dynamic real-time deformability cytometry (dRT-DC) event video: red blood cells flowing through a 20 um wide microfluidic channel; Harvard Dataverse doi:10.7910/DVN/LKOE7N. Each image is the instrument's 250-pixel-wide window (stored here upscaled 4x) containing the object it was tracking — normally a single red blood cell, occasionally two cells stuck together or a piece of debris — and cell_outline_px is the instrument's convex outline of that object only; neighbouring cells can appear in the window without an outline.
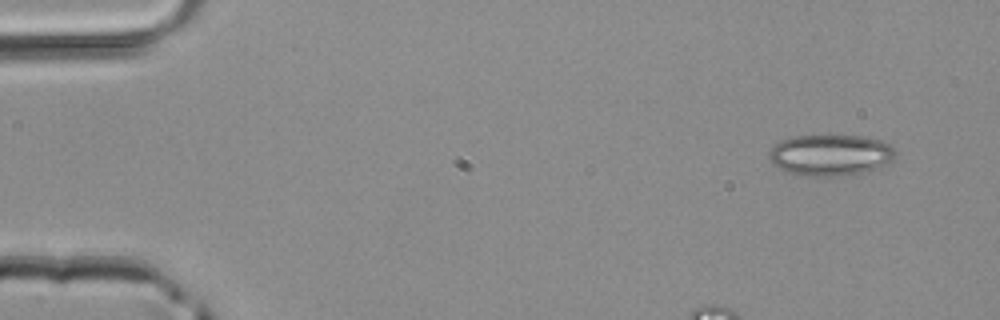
{"species": "common noctule bat (a hibernating species)", "species_latin": "Nyctalus noctula", "temperature_condition": "room temperature", "stored_images_in_passage": 5, "camera_frame_rate_fps": 3000, "um_per_image_px": 0.085, "animal": {"sex": "male", "body_mass_g": 20.4}, "frame": {"image": 1, "passage_image": 1, "time_ms": 0.0, "image_size_px": [1000, 320], "cell_outline_px": [[896, 156], [892, 160], [880, 168], [864, 172], [840, 176], [804, 176], [788, 172], [772, 164], [768, 156], [768, 152], [780, 140], [796, 136], [860, 136], [880, 140], [896, 148]], "centroid_in_image_um": [70.6, 13.19], "position_along_channel_um": 14.4, "area_um2": 30.46}}
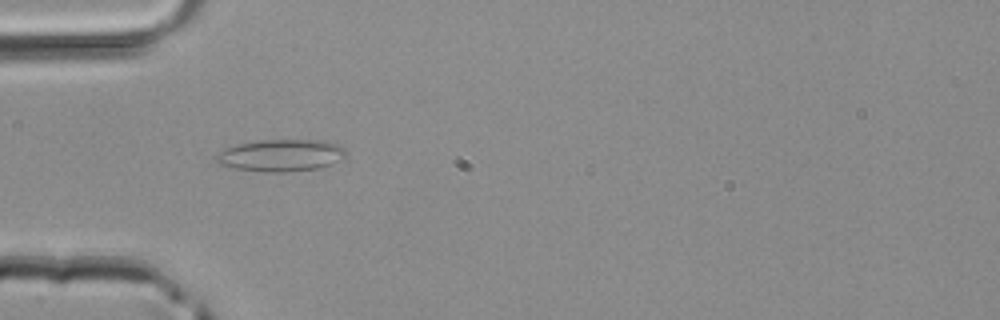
{"frame": {"image": 2, "passage_image": 4, "time_ms": 1.0, "image_size_px": [1000, 320], "cell_outline_px": [[344, 160], [332, 164], [316, 168], [280, 172], [268, 172], [236, 168], [220, 164], [212, 156], [216, 152], [236, 144], [264, 140], [324, 140], [336, 144], [344, 148]], "centroid_in_image_um": [23.86, 13.19], "position_along_channel_um": 61.1, "area_um2": 24.1}}
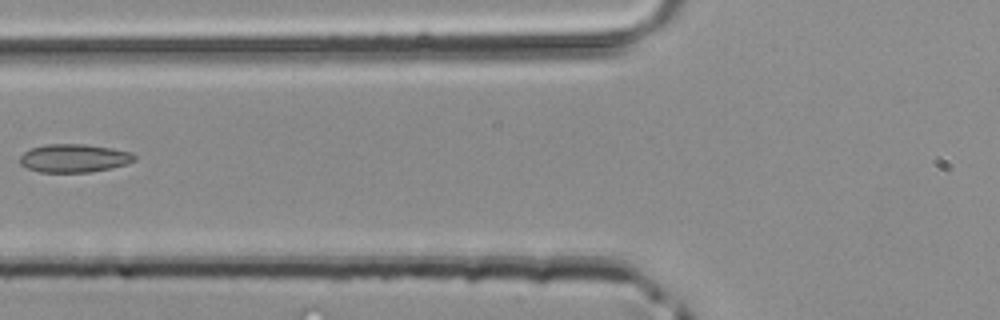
{"frame": {"image": 3, "passage_image": 5, "time_ms": 1.333, "image_size_px": [1000, 320], "cell_outline_px": [[136, 160], [128, 164], [112, 168], [88, 172], [40, 172], [28, 168], [20, 164], [20, 156], [24, 152], [32, 148], [48, 144], [84, 144], [112, 148], [132, 152], [136, 156]], "centroid_in_image_um": [6.34, 13.45], "position_along_channel_um": 119.5, "area_um2": 18.9}}